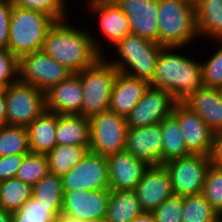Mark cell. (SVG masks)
I'll use <instances>...</instances> for the list:
<instances>
[{
    "mask_svg": "<svg viewBox=\"0 0 222 222\" xmlns=\"http://www.w3.org/2000/svg\"><path fill=\"white\" fill-rule=\"evenodd\" d=\"M90 150V146L55 145L48 152L49 172L62 177Z\"/></svg>",
    "mask_w": 222,
    "mask_h": 222,
    "instance_id": "83f0119b",
    "label": "cell"
},
{
    "mask_svg": "<svg viewBox=\"0 0 222 222\" xmlns=\"http://www.w3.org/2000/svg\"><path fill=\"white\" fill-rule=\"evenodd\" d=\"M109 198L110 189L63 191L61 214L76 222L104 218Z\"/></svg>",
    "mask_w": 222,
    "mask_h": 222,
    "instance_id": "4fadbf2b",
    "label": "cell"
},
{
    "mask_svg": "<svg viewBox=\"0 0 222 222\" xmlns=\"http://www.w3.org/2000/svg\"><path fill=\"white\" fill-rule=\"evenodd\" d=\"M90 33L56 21L49 29L42 51L65 66L71 73H78L95 64L103 52Z\"/></svg>",
    "mask_w": 222,
    "mask_h": 222,
    "instance_id": "6da1fadb",
    "label": "cell"
},
{
    "mask_svg": "<svg viewBox=\"0 0 222 222\" xmlns=\"http://www.w3.org/2000/svg\"><path fill=\"white\" fill-rule=\"evenodd\" d=\"M183 103L197 113L214 133L222 130V89L203 86Z\"/></svg>",
    "mask_w": 222,
    "mask_h": 222,
    "instance_id": "44dd1931",
    "label": "cell"
},
{
    "mask_svg": "<svg viewBox=\"0 0 222 222\" xmlns=\"http://www.w3.org/2000/svg\"><path fill=\"white\" fill-rule=\"evenodd\" d=\"M72 74L42 50L19 57V80L33 85L42 92L48 91Z\"/></svg>",
    "mask_w": 222,
    "mask_h": 222,
    "instance_id": "30bf717a",
    "label": "cell"
},
{
    "mask_svg": "<svg viewBox=\"0 0 222 222\" xmlns=\"http://www.w3.org/2000/svg\"><path fill=\"white\" fill-rule=\"evenodd\" d=\"M183 196L173 195L167 198L154 214L156 222H182Z\"/></svg>",
    "mask_w": 222,
    "mask_h": 222,
    "instance_id": "74e56055",
    "label": "cell"
},
{
    "mask_svg": "<svg viewBox=\"0 0 222 222\" xmlns=\"http://www.w3.org/2000/svg\"><path fill=\"white\" fill-rule=\"evenodd\" d=\"M12 8L10 0H0V48H8Z\"/></svg>",
    "mask_w": 222,
    "mask_h": 222,
    "instance_id": "60d3db41",
    "label": "cell"
},
{
    "mask_svg": "<svg viewBox=\"0 0 222 222\" xmlns=\"http://www.w3.org/2000/svg\"><path fill=\"white\" fill-rule=\"evenodd\" d=\"M162 130L160 123L128 128L125 151L149 165H161Z\"/></svg>",
    "mask_w": 222,
    "mask_h": 222,
    "instance_id": "e0dca14e",
    "label": "cell"
},
{
    "mask_svg": "<svg viewBox=\"0 0 222 222\" xmlns=\"http://www.w3.org/2000/svg\"><path fill=\"white\" fill-rule=\"evenodd\" d=\"M131 222H156L152 212H143L141 215L135 217Z\"/></svg>",
    "mask_w": 222,
    "mask_h": 222,
    "instance_id": "ee69618b",
    "label": "cell"
},
{
    "mask_svg": "<svg viewBox=\"0 0 222 222\" xmlns=\"http://www.w3.org/2000/svg\"><path fill=\"white\" fill-rule=\"evenodd\" d=\"M115 47L121 58L109 61V63L120 73L146 80L149 83L153 80L157 62L164 46L131 33L118 42Z\"/></svg>",
    "mask_w": 222,
    "mask_h": 222,
    "instance_id": "5b68a950",
    "label": "cell"
},
{
    "mask_svg": "<svg viewBox=\"0 0 222 222\" xmlns=\"http://www.w3.org/2000/svg\"><path fill=\"white\" fill-rule=\"evenodd\" d=\"M26 127L3 125L0 127V156L30 153Z\"/></svg>",
    "mask_w": 222,
    "mask_h": 222,
    "instance_id": "1f68e13d",
    "label": "cell"
},
{
    "mask_svg": "<svg viewBox=\"0 0 222 222\" xmlns=\"http://www.w3.org/2000/svg\"><path fill=\"white\" fill-rule=\"evenodd\" d=\"M196 25L198 36L208 35L222 40V0H196Z\"/></svg>",
    "mask_w": 222,
    "mask_h": 222,
    "instance_id": "484cf974",
    "label": "cell"
},
{
    "mask_svg": "<svg viewBox=\"0 0 222 222\" xmlns=\"http://www.w3.org/2000/svg\"><path fill=\"white\" fill-rule=\"evenodd\" d=\"M13 6L37 10L48 14L56 21L65 20V3L63 0H10Z\"/></svg>",
    "mask_w": 222,
    "mask_h": 222,
    "instance_id": "d590c367",
    "label": "cell"
},
{
    "mask_svg": "<svg viewBox=\"0 0 222 222\" xmlns=\"http://www.w3.org/2000/svg\"><path fill=\"white\" fill-rule=\"evenodd\" d=\"M188 1L191 2V3H194V4L196 2V0H188Z\"/></svg>",
    "mask_w": 222,
    "mask_h": 222,
    "instance_id": "c3c4849f",
    "label": "cell"
},
{
    "mask_svg": "<svg viewBox=\"0 0 222 222\" xmlns=\"http://www.w3.org/2000/svg\"><path fill=\"white\" fill-rule=\"evenodd\" d=\"M212 163L222 166V130L214 133L213 148L210 155Z\"/></svg>",
    "mask_w": 222,
    "mask_h": 222,
    "instance_id": "b9f144b4",
    "label": "cell"
},
{
    "mask_svg": "<svg viewBox=\"0 0 222 222\" xmlns=\"http://www.w3.org/2000/svg\"><path fill=\"white\" fill-rule=\"evenodd\" d=\"M76 222V221H75ZM80 222H107V220L104 218H93V219H88Z\"/></svg>",
    "mask_w": 222,
    "mask_h": 222,
    "instance_id": "7dc6e473",
    "label": "cell"
},
{
    "mask_svg": "<svg viewBox=\"0 0 222 222\" xmlns=\"http://www.w3.org/2000/svg\"><path fill=\"white\" fill-rule=\"evenodd\" d=\"M61 180L63 191L110 189L107 158L89 150Z\"/></svg>",
    "mask_w": 222,
    "mask_h": 222,
    "instance_id": "8fae6325",
    "label": "cell"
},
{
    "mask_svg": "<svg viewBox=\"0 0 222 222\" xmlns=\"http://www.w3.org/2000/svg\"><path fill=\"white\" fill-rule=\"evenodd\" d=\"M212 164L210 156L191 153L163 164L170 176L175 195L201 194L207 170Z\"/></svg>",
    "mask_w": 222,
    "mask_h": 222,
    "instance_id": "ba28073f",
    "label": "cell"
},
{
    "mask_svg": "<svg viewBox=\"0 0 222 222\" xmlns=\"http://www.w3.org/2000/svg\"><path fill=\"white\" fill-rule=\"evenodd\" d=\"M143 212L135 190H110L107 222H131Z\"/></svg>",
    "mask_w": 222,
    "mask_h": 222,
    "instance_id": "d4e9b609",
    "label": "cell"
},
{
    "mask_svg": "<svg viewBox=\"0 0 222 222\" xmlns=\"http://www.w3.org/2000/svg\"><path fill=\"white\" fill-rule=\"evenodd\" d=\"M221 218L202 193L183 196L182 222H220Z\"/></svg>",
    "mask_w": 222,
    "mask_h": 222,
    "instance_id": "f546056e",
    "label": "cell"
},
{
    "mask_svg": "<svg viewBox=\"0 0 222 222\" xmlns=\"http://www.w3.org/2000/svg\"><path fill=\"white\" fill-rule=\"evenodd\" d=\"M7 125L27 127L46 110L45 92L18 80L5 87Z\"/></svg>",
    "mask_w": 222,
    "mask_h": 222,
    "instance_id": "52a82bcc",
    "label": "cell"
},
{
    "mask_svg": "<svg viewBox=\"0 0 222 222\" xmlns=\"http://www.w3.org/2000/svg\"><path fill=\"white\" fill-rule=\"evenodd\" d=\"M90 151L109 156L125 150L128 126L126 118L111 110L91 116Z\"/></svg>",
    "mask_w": 222,
    "mask_h": 222,
    "instance_id": "9c48e42d",
    "label": "cell"
},
{
    "mask_svg": "<svg viewBox=\"0 0 222 222\" xmlns=\"http://www.w3.org/2000/svg\"><path fill=\"white\" fill-rule=\"evenodd\" d=\"M53 222H75V221L72 220L70 217L60 214L54 218Z\"/></svg>",
    "mask_w": 222,
    "mask_h": 222,
    "instance_id": "bcb514c9",
    "label": "cell"
},
{
    "mask_svg": "<svg viewBox=\"0 0 222 222\" xmlns=\"http://www.w3.org/2000/svg\"><path fill=\"white\" fill-rule=\"evenodd\" d=\"M0 222H11V213L0 207Z\"/></svg>",
    "mask_w": 222,
    "mask_h": 222,
    "instance_id": "f6af8a7d",
    "label": "cell"
},
{
    "mask_svg": "<svg viewBox=\"0 0 222 222\" xmlns=\"http://www.w3.org/2000/svg\"><path fill=\"white\" fill-rule=\"evenodd\" d=\"M90 9L100 16V30L115 46L131 34L129 20L113 0H91Z\"/></svg>",
    "mask_w": 222,
    "mask_h": 222,
    "instance_id": "7402d4cb",
    "label": "cell"
},
{
    "mask_svg": "<svg viewBox=\"0 0 222 222\" xmlns=\"http://www.w3.org/2000/svg\"><path fill=\"white\" fill-rule=\"evenodd\" d=\"M162 130L161 164L191 154L187 149L184 135L177 119L171 114L160 122Z\"/></svg>",
    "mask_w": 222,
    "mask_h": 222,
    "instance_id": "4316f807",
    "label": "cell"
},
{
    "mask_svg": "<svg viewBox=\"0 0 222 222\" xmlns=\"http://www.w3.org/2000/svg\"><path fill=\"white\" fill-rule=\"evenodd\" d=\"M172 115L177 119L187 149L191 153L210 156L213 148L214 132L183 102L174 105Z\"/></svg>",
    "mask_w": 222,
    "mask_h": 222,
    "instance_id": "5bb4252c",
    "label": "cell"
},
{
    "mask_svg": "<svg viewBox=\"0 0 222 222\" xmlns=\"http://www.w3.org/2000/svg\"><path fill=\"white\" fill-rule=\"evenodd\" d=\"M201 66L203 85L222 89V46L206 63H201Z\"/></svg>",
    "mask_w": 222,
    "mask_h": 222,
    "instance_id": "f35d334b",
    "label": "cell"
},
{
    "mask_svg": "<svg viewBox=\"0 0 222 222\" xmlns=\"http://www.w3.org/2000/svg\"><path fill=\"white\" fill-rule=\"evenodd\" d=\"M106 158L110 190H134L145 170L150 166L144 160L137 159L125 150Z\"/></svg>",
    "mask_w": 222,
    "mask_h": 222,
    "instance_id": "ac0fdd59",
    "label": "cell"
},
{
    "mask_svg": "<svg viewBox=\"0 0 222 222\" xmlns=\"http://www.w3.org/2000/svg\"><path fill=\"white\" fill-rule=\"evenodd\" d=\"M127 15L131 33L158 43V0H113Z\"/></svg>",
    "mask_w": 222,
    "mask_h": 222,
    "instance_id": "2e32d148",
    "label": "cell"
},
{
    "mask_svg": "<svg viewBox=\"0 0 222 222\" xmlns=\"http://www.w3.org/2000/svg\"><path fill=\"white\" fill-rule=\"evenodd\" d=\"M32 197V186L18 178L0 182V207L10 213L19 210Z\"/></svg>",
    "mask_w": 222,
    "mask_h": 222,
    "instance_id": "f1b7e54d",
    "label": "cell"
},
{
    "mask_svg": "<svg viewBox=\"0 0 222 222\" xmlns=\"http://www.w3.org/2000/svg\"><path fill=\"white\" fill-rule=\"evenodd\" d=\"M202 194L222 217V166L212 163L207 170Z\"/></svg>",
    "mask_w": 222,
    "mask_h": 222,
    "instance_id": "e575fe53",
    "label": "cell"
},
{
    "mask_svg": "<svg viewBox=\"0 0 222 222\" xmlns=\"http://www.w3.org/2000/svg\"><path fill=\"white\" fill-rule=\"evenodd\" d=\"M7 125V102L5 87H0V127Z\"/></svg>",
    "mask_w": 222,
    "mask_h": 222,
    "instance_id": "7bdbcfd3",
    "label": "cell"
},
{
    "mask_svg": "<svg viewBox=\"0 0 222 222\" xmlns=\"http://www.w3.org/2000/svg\"><path fill=\"white\" fill-rule=\"evenodd\" d=\"M46 110L57 114L82 115L83 89L76 73L45 92Z\"/></svg>",
    "mask_w": 222,
    "mask_h": 222,
    "instance_id": "d6986e66",
    "label": "cell"
},
{
    "mask_svg": "<svg viewBox=\"0 0 222 222\" xmlns=\"http://www.w3.org/2000/svg\"><path fill=\"white\" fill-rule=\"evenodd\" d=\"M25 154L0 156V182L15 178Z\"/></svg>",
    "mask_w": 222,
    "mask_h": 222,
    "instance_id": "ab89813d",
    "label": "cell"
},
{
    "mask_svg": "<svg viewBox=\"0 0 222 222\" xmlns=\"http://www.w3.org/2000/svg\"><path fill=\"white\" fill-rule=\"evenodd\" d=\"M198 35L195 4L188 0H158V44L181 48Z\"/></svg>",
    "mask_w": 222,
    "mask_h": 222,
    "instance_id": "3957f363",
    "label": "cell"
},
{
    "mask_svg": "<svg viewBox=\"0 0 222 222\" xmlns=\"http://www.w3.org/2000/svg\"><path fill=\"white\" fill-rule=\"evenodd\" d=\"M90 146V121L80 114H57L56 145Z\"/></svg>",
    "mask_w": 222,
    "mask_h": 222,
    "instance_id": "603a6c76",
    "label": "cell"
},
{
    "mask_svg": "<svg viewBox=\"0 0 222 222\" xmlns=\"http://www.w3.org/2000/svg\"><path fill=\"white\" fill-rule=\"evenodd\" d=\"M56 126L57 113L47 110L28 125L30 151L45 155L50 152L56 145Z\"/></svg>",
    "mask_w": 222,
    "mask_h": 222,
    "instance_id": "cb8c5ba5",
    "label": "cell"
},
{
    "mask_svg": "<svg viewBox=\"0 0 222 222\" xmlns=\"http://www.w3.org/2000/svg\"><path fill=\"white\" fill-rule=\"evenodd\" d=\"M177 101L170 92L149 86L126 117L128 128L158 124L172 114Z\"/></svg>",
    "mask_w": 222,
    "mask_h": 222,
    "instance_id": "7c38bea8",
    "label": "cell"
},
{
    "mask_svg": "<svg viewBox=\"0 0 222 222\" xmlns=\"http://www.w3.org/2000/svg\"><path fill=\"white\" fill-rule=\"evenodd\" d=\"M48 172L49 166L47 155L30 152L25 154L16 178L24 183L34 186Z\"/></svg>",
    "mask_w": 222,
    "mask_h": 222,
    "instance_id": "836d02e7",
    "label": "cell"
},
{
    "mask_svg": "<svg viewBox=\"0 0 222 222\" xmlns=\"http://www.w3.org/2000/svg\"><path fill=\"white\" fill-rule=\"evenodd\" d=\"M56 22L48 14L13 6L9 25L8 49L18 58L41 51L49 29Z\"/></svg>",
    "mask_w": 222,
    "mask_h": 222,
    "instance_id": "277c9868",
    "label": "cell"
},
{
    "mask_svg": "<svg viewBox=\"0 0 222 222\" xmlns=\"http://www.w3.org/2000/svg\"><path fill=\"white\" fill-rule=\"evenodd\" d=\"M101 57L95 64L76 73L83 89L82 115L90 118L109 110L111 93L119 71Z\"/></svg>",
    "mask_w": 222,
    "mask_h": 222,
    "instance_id": "8992f818",
    "label": "cell"
},
{
    "mask_svg": "<svg viewBox=\"0 0 222 222\" xmlns=\"http://www.w3.org/2000/svg\"><path fill=\"white\" fill-rule=\"evenodd\" d=\"M171 49L175 47L161 50L150 86L170 92L177 102H183L204 86L202 66L186 56L172 53Z\"/></svg>",
    "mask_w": 222,
    "mask_h": 222,
    "instance_id": "7a4b0ae2",
    "label": "cell"
},
{
    "mask_svg": "<svg viewBox=\"0 0 222 222\" xmlns=\"http://www.w3.org/2000/svg\"><path fill=\"white\" fill-rule=\"evenodd\" d=\"M149 86L146 80L119 72L111 93L109 110L126 118Z\"/></svg>",
    "mask_w": 222,
    "mask_h": 222,
    "instance_id": "ffe728a7",
    "label": "cell"
},
{
    "mask_svg": "<svg viewBox=\"0 0 222 222\" xmlns=\"http://www.w3.org/2000/svg\"><path fill=\"white\" fill-rule=\"evenodd\" d=\"M62 207H46L31 197L19 210L11 213V222H53Z\"/></svg>",
    "mask_w": 222,
    "mask_h": 222,
    "instance_id": "d6a6232c",
    "label": "cell"
},
{
    "mask_svg": "<svg viewBox=\"0 0 222 222\" xmlns=\"http://www.w3.org/2000/svg\"><path fill=\"white\" fill-rule=\"evenodd\" d=\"M18 76L19 58L8 48H0V87H7L17 82Z\"/></svg>",
    "mask_w": 222,
    "mask_h": 222,
    "instance_id": "8d00e7d4",
    "label": "cell"
},
{
    "mask_svg": "<svg viewBox=\"0 0 222 222\" xmlns=\"http://www.w3.org/2000/svg\"><path fill=\"white\" fill-rule=\"evenodd\" d=\"M32 197L46 207H62L63 188L60 176L48 172L34 186Z\"/></svg>",
    "mask_w": 222,
    "mask_h": 222,
    "instance_id": "4dcf8cb0",
    "label": "cell"
},
{
    "mask_svg": "<svg viewBox=\"0 0 222 222\" xmlns=\"http://www.w3.org/2000/svg\"><path fill=\"white\" fill-rule=\"evenodd\" d=\"M134 190L144 212H153L174 195L169 173L163 164L150 165Z\"/></svg>",
    "mask_w": 222,
    "mask_h": 222,
    "instance_id": "9a60e30c",
    "label": "cell"
}]
</instances>
